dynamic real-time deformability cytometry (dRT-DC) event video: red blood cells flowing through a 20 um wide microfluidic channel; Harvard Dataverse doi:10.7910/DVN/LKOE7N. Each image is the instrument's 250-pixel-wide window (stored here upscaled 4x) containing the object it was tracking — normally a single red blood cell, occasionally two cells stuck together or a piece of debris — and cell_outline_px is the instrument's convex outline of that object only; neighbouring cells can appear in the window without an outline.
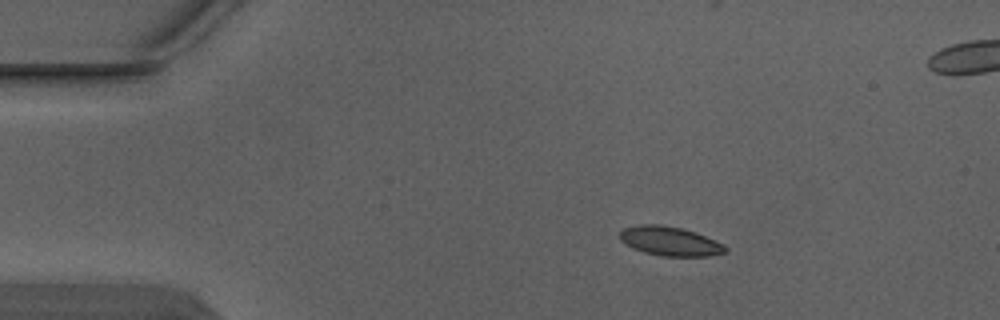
{"species": "Egyptian fruit bat (a non-hibernating species)", "species_latin": "Rousettus aegyptiacus", "temperature_condition": "warm", "stored_images_in_passage": 3, "camera_frame_rate_fps": 3000, "um_per_image_px": 0.085, "animal": {"sex": "male"}, "frame": {"image": 1, "passage_image": 1, "time_ms": 0.0, "image_size_px": [1000, 320], "cell_outline_px": [[728, 252], [708, 256], [660, 256], [644, 252], [632, 248], [624, 244], [620, 240], [620, 232], [624, 228], [640, 224], [660, 224], [680, 228], [696, 232], [716, 240], [724, 244], [728, 248]], "centroid_in_image_um": [56.96, 20.5], "position_along_channel_um": 28.0, "area_um2": 18.15}}